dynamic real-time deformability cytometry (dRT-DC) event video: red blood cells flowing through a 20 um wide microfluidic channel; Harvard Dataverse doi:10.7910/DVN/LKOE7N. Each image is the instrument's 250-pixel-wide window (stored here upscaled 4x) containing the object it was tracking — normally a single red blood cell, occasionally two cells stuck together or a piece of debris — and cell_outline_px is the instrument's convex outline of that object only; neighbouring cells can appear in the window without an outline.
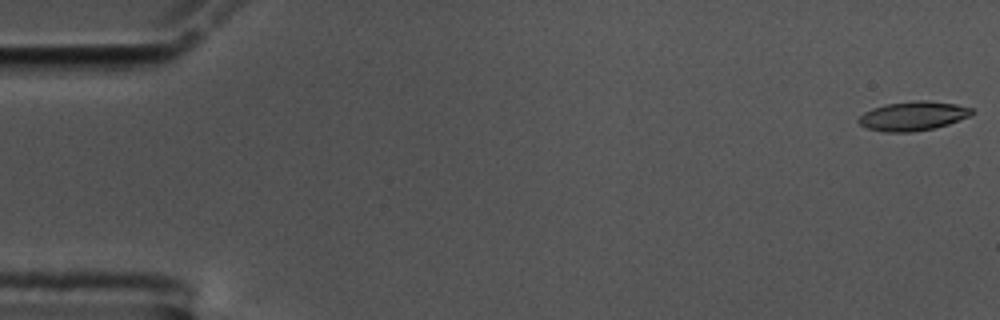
{"species": "common noctule bat (a hibernating species)", "species_latin": "Nyctalus noctula", "temperature_condition": "cold", "stored_images_in_passage": 17, "camera_frame_rate_fps": 3000, "um_per_image_px": 0.085, "animal": {"sex": "male", "body_mass_g": 17.5, "forearm_length_mm": 52.3}, "frame": {"image": 1, "passage_image": 1, "time_ms": 0.0, "image_size_px": [1000, 320], "cell_outline_px": [[972, 112], [968, 116], [948, 124], [936, 128], [912, 132], [884, 132], [868, 128], [860, 124], [856, 120], [864, 112], [872, 108], [884, 104], [916, 100], [924, 100], [956, 104], [972, 108]], "centroid_in_image_um": [77.56, 9.86], "position_along_channel_um": 7.4, "area_um2": 19.19}}
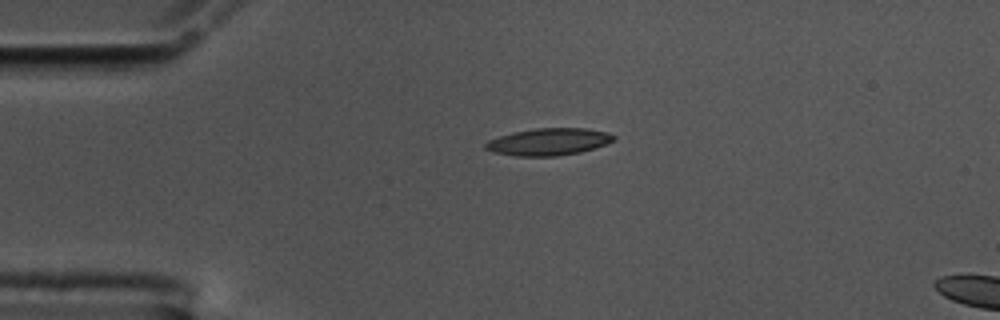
{"frame": {"image": 2, "passage_image": 13, "time_ms": 4.0, "image_size_px": [1000, 320], "cell_outline_px": [[616, 140], [596, 148], [580, 152], [556, 156], [516, 156], [492, 152], [484, 148], [484, 144], [488, 140], [512, 132], [536, 128], [584, 128], [608, 132], [616, 136]], "centroid_in_image_um": [46.65, 12.05], "position_along_channel_um": 38.4, "area_um2": 20.4}}